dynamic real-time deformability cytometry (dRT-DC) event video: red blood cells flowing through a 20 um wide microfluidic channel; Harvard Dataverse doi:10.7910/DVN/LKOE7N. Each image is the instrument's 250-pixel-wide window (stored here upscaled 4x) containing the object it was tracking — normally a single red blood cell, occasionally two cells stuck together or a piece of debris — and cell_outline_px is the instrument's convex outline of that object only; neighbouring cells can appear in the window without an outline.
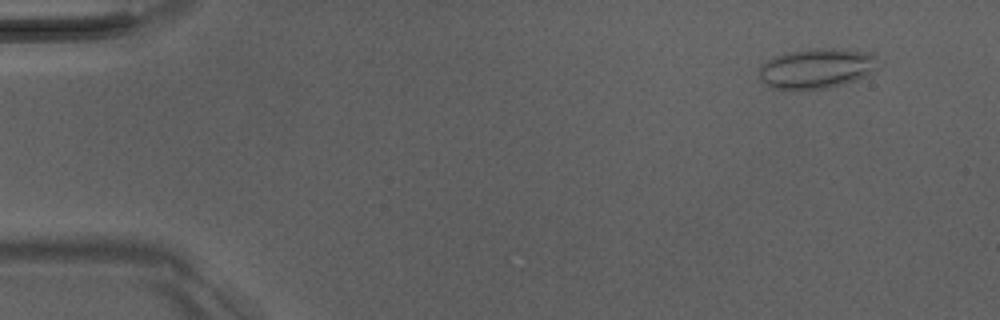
{"species": "Egyptian fruit bat (a non-hibernating species)", "species_latin": "Rousettus aegyptiacus", "temperature_condition": "room temperature", "stored_images_in_passage": 50, "camera_frame_rate_fps": 3000, "um_per_image_px": 0.085, "animal": {"sex": "male"}, "frame": {"image": 1, "passage_image": 5, "time_ms": 1.333, "image_size_px": [1000, 320], "cell_outline_px": [[876, 68], [864, 76], [856, 80], [828, 88], [792, 92], [772, 88], [764, 84], [760, 80], [760, 64], [776, 56], [788, 52], [812, 48], [836, 48], [872, 52], [876, 56]], "centroid_in_image_um": [69.36, 5.84], "position_along_channel_um": 15.6, "area_um2": 28.32}}
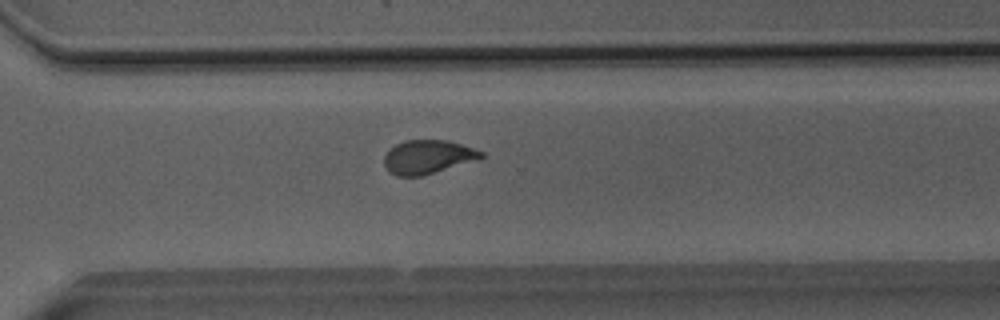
{"frame": {"image": 2, "passage_image": 37, "time_ms": 12.0, "image_size_px": [1000, 320], "cell_outline_px": [[488, 156], [480, 160], [420, 176], [396, 176], [388, 172], [384, 164], [384, 156], [396, 144], [404, 140], [448, 140], [484, 152]], "centroid_in_image_um": [36.41, 13.34], "position_along_channel_um": 334.2, "area_um2": 19.25}}
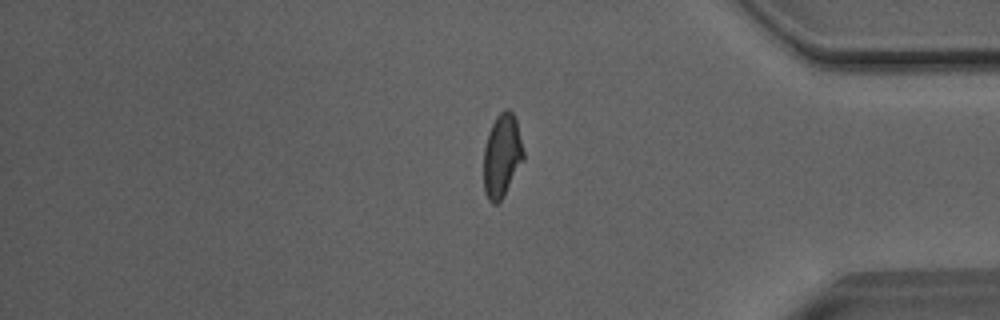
{"frame": {"image": 3, "passage_image": 43, "time_ms": 14.0, "image_size_px": [1000, 320], "cell_outline_px": [[524, 160], [500, 200], [496, 204], [492, 204], [488, 200], [484, 192], [484, 148], [488, 132], [496, 116], [504, 108], [508, 108], [512, 112], [516, 120], [524, 152]], "centroid_in_image_um": [42.65, 13.21], "position_along_channel_um": 392.5, "area_um2": 19.25}}